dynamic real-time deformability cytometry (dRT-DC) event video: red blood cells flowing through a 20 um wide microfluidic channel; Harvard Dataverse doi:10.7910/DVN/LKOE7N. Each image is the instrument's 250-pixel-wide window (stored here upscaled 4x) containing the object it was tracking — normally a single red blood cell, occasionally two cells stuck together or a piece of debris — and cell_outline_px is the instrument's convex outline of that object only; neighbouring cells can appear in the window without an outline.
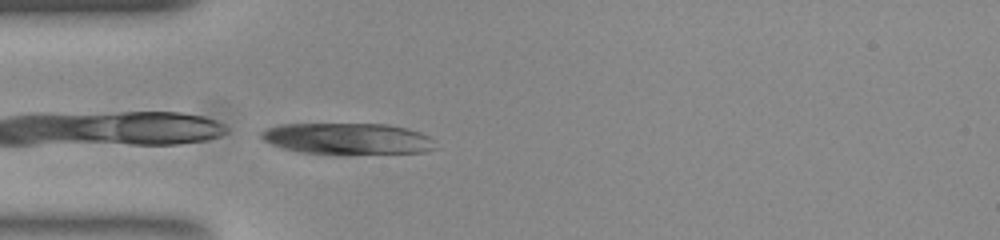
{"species": "common noctule bat (a hibernating species)", "species_latin": "Nyctalus noctula", "temperature_condition": "room temperature", "stored_images_in_passage": 29, "camera_frame_rate_fps": 3000, "um_per_image_px": 0.085, "animal": {"sex": "female", "body_mass_g": 23.0, "forearm_length_mm": 53.4}, "frame": {"image": 1, "passage_image": 1, "time_ms": 0.0, "image_size_px": [1000, 240], "cell_outline_px": [[436, 148], [424, 152], [300, 152], [284, 148], [272, 144], [264, 140], [260, 136], [260, 132], [268, 128], [280, 124], [388, 124], [408, 128], [420, 132], [436, 140]], "centroid_in_image_um": [29.57, 11.75], "position_along_channel_um": 55.4, "area_um2": 30.98}}